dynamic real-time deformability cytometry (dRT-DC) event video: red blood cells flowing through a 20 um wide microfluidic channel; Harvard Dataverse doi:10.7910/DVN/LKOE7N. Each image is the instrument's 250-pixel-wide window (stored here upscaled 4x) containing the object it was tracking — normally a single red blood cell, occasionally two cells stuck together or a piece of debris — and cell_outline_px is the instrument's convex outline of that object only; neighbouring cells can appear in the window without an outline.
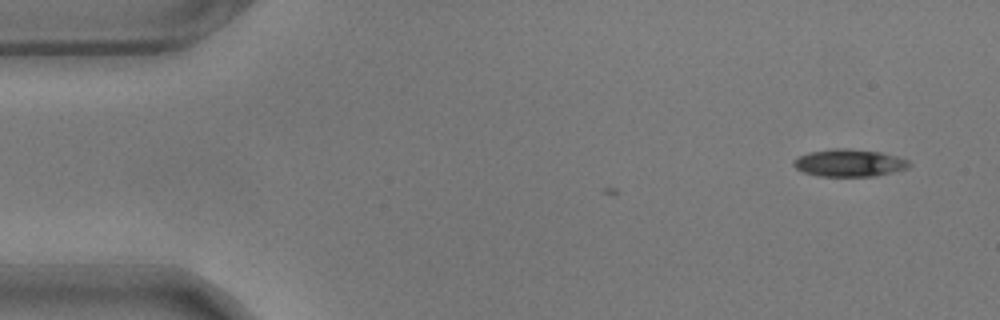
{"species": "common noctule bat (a hibernating species)", "species_latin": "Nyctalus noctula", "temperature_condition": "warm", "stored_images_in_passage": 3, "camera_frame_rate_fps": 3000, "um_per_image_px": 0.085, "animal": {"sex": "male", "body_mass_g": 17.9}, "frame": {"image": 1, "passage_image": 3, "time_ms": 0.667, "image_size_px": [1000, 320], "cell_outline_px": [[912, 164], [908, 168], [892, 172], [872, 176], [820, 176], [804, 172], [796, 168], [792, 164], [792, 160], [796, 156], [808, 152], [832, 148], [848, 148], [880, 152], [896, 156], [908, 160]], "centroid_in_image_um": [72.14, 13.83], "position_along_channel_um": 12.9, "area_um2": 18.55}}